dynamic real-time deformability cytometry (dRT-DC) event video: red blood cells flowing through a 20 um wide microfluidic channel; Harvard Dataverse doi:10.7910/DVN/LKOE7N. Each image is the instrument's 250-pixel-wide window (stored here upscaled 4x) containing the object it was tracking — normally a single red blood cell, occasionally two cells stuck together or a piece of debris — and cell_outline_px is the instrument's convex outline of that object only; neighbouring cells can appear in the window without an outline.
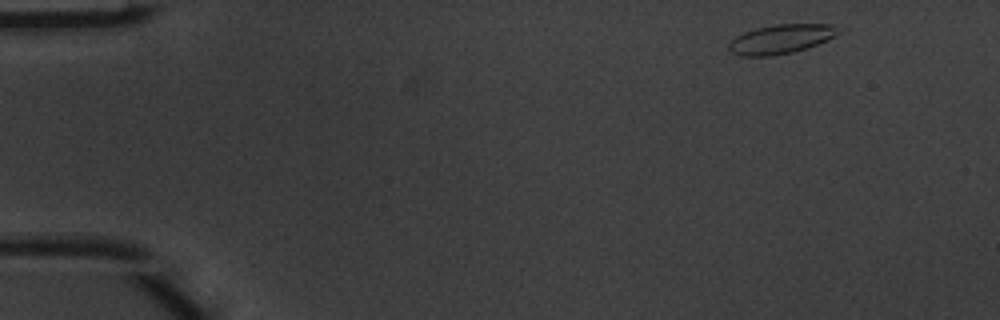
{"species": "common noctule bat (a hibernating species)", "species_latin": "Nyctalus noctula", "temperature_condition": "warm", "stored_images_in_passage": 4, "camera_frame_rate_fps": 3000, "um_per_image_px": 0.085, "animal": {"sex": "male", "body_mass_g": 20.1, "forearm_length_mm": 53.5}, "frame": {"image": 1, "passage_image": 1, "time_ms": 0.0, "image_size_px": [1000, 320], "cell_outline_px": [[840, 32], [836, 36], [828, 40], [808, 48], [792, 52], [768, 56], [740, 56], [732, 52], [728, 48], [728, 44], [736, 36], [744, 32], [756, 28], [776, 24], [832, 24]], "centroid_in_image_um": [66.38, 3.32], "position_along_channel_um": 18.6, "area_um2": 18.61}}